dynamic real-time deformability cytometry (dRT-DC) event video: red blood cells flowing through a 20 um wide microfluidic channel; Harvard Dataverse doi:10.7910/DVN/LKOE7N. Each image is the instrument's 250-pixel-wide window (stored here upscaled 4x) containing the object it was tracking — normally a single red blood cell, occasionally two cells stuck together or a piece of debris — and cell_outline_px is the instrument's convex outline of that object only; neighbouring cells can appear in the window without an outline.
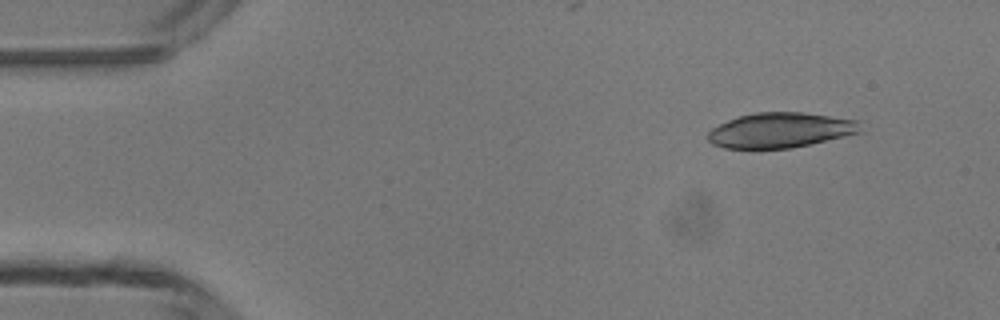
{"species": "common noctule bat (a hibernating species)", "species_latin": "Nyctalus noctula", "temperature_condition": "room temperature", "stored_images_in_passage": 5, "camera_frame_rate_fps": 3000, "um_per_image_px": 0.085, "animal": {"sex": "male", "body_mass_g": 13.3}, "frame": {"image": 1, "passage_image": 2, "time_ms": 1.0, "image_size_px": [1000, 320], "cell_outline_px": [[864, 132], [792, 148], [724, 148], [712, 144], [708, 140], [708, 132], [712, 128], [728, 120], [740, 116], [756, 112], [804, 112], [856, 120]], "centroid_in_image_um": [66.35, 11.07], "position_along_channel_um": 18.7, "area_um2": 31.1}}